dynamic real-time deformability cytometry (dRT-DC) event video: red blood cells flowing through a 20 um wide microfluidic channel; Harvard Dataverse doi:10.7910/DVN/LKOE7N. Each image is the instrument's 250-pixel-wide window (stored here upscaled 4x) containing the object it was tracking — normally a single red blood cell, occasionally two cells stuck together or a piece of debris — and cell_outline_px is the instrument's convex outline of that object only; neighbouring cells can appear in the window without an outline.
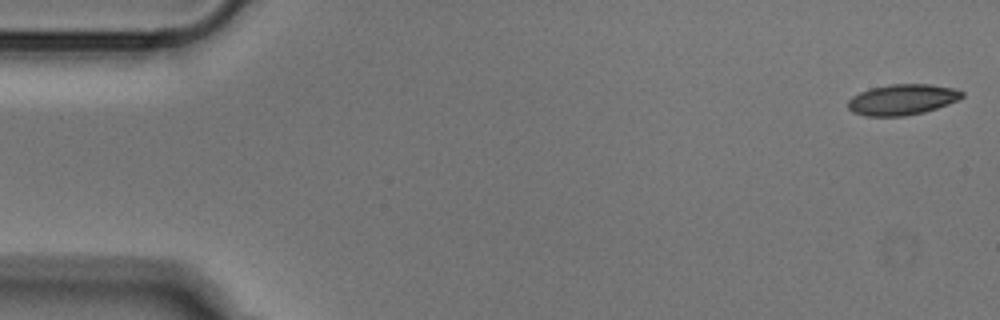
{"species": "Egyptian fruit bat (a non-hibernating species)", "species_latin": "Rousettus aegyptiacus", "temperature_condition": "cold", "stored_images_in_passage": 10, "camera_frame_rate_fps": 3000, "um_per_image_px": 0.085, "animal": {"sex": "male"}, "frame": {"image": 1, "passage_image": 1, "time_ms": 0.0, "image_size_px": [1000, 320], "cell_outline_px": [[964, 96], [948, 104], [924, 112], [904, 116], [864, 116], [852, 112], [848, 108], [848, 100], [852, 96], [860, 92], [872, 88], [888, 84], [932, 84], [952, 88], [964, 92]], "centroid_in_image_um": [76.67, 8.46], "position_along_channel_um": 8.3, "area_um2": 20.4}}